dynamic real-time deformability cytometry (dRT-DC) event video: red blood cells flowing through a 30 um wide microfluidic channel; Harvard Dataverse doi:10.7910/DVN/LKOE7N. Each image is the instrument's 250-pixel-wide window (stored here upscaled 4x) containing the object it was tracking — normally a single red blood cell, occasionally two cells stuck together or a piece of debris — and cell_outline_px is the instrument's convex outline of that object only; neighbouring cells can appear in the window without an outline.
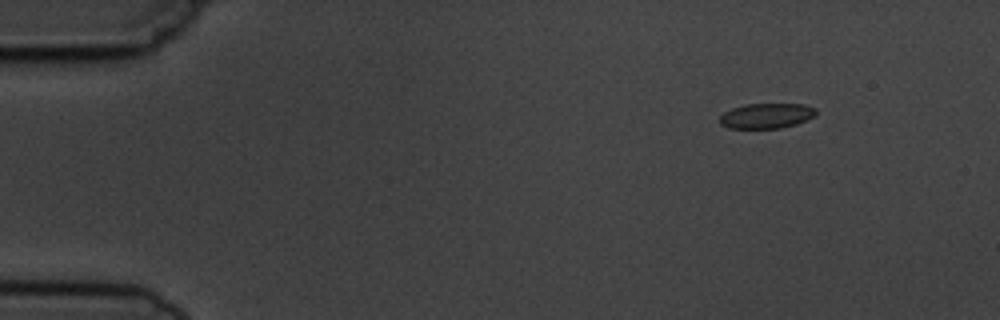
{"species": "common noctule bat (a hibernating species)", "species_latin": "Nyctalus noctula", "temperature_condition": "cold", "stored_images_in_passage": 6, "camera_frame_rate_fps": 3000, "um_per_image_px": 0.085, "animal": {"sex": "male", "body_mass_g": 19.5, "forearm_length_mm": 54.6}, "frame": {"image": 1, "passage_image": 1, "time_ms": 0.0, "image_size_px": [1000, 320], "cell_outline_px": [[816, 116], [808, 120], [796, 124], [780, 128], [728, 128], [720, 124], [720, 116], [724, 112], [732, 108], [744, 104], [804, 104], [816, 108]], "centroid_in_image_um": [65.17, 9.84], "position_along_channel_um": 19.8, "area_um2": 14.22}}
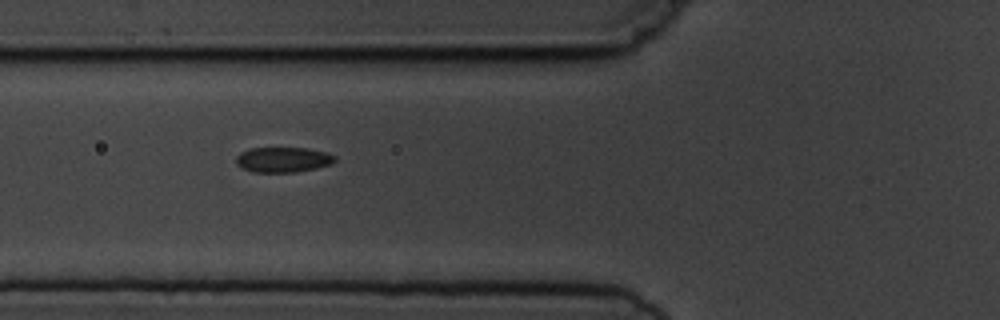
{"frame": {"image": 2, "passage_image": 5, "time_ms": 4.667, "image_size_px": [1000, 320], "cell_outline_px": [[336, 160], [332, 164], [316, 168], [296, 172], [252, 172], [236, 164], [236, 156], [240, 152], [248, 148], [308, 148], [328, 152], [336, 156]], "centroid_in_image_um": [24.08, 13.56], "position_along_channel_um": 101.7, "area_um2": 14.68}}
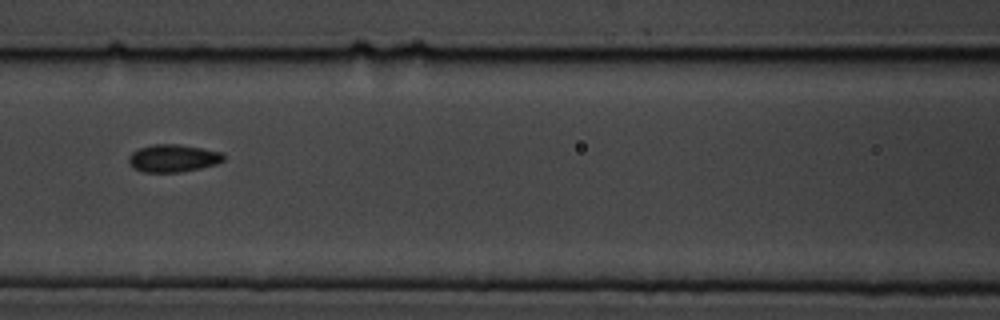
{"frame": {"image": 3, "passage_image": 6, "time_ms": 6.0, "image_size_px": [1000, 320], "cell_outline_px": [[224, 160], [216, 164], [200, 168], [180, 172], [144, 172], [132, 168], [128, 160], [128, 156], [132, 152], [140, 148], [152, 144], [180, 144], [224, 152]], "centroid_in_image_um": [14.71, 13.44], "position_along_channel_um": 151.9, "area_um2": 15.37}}